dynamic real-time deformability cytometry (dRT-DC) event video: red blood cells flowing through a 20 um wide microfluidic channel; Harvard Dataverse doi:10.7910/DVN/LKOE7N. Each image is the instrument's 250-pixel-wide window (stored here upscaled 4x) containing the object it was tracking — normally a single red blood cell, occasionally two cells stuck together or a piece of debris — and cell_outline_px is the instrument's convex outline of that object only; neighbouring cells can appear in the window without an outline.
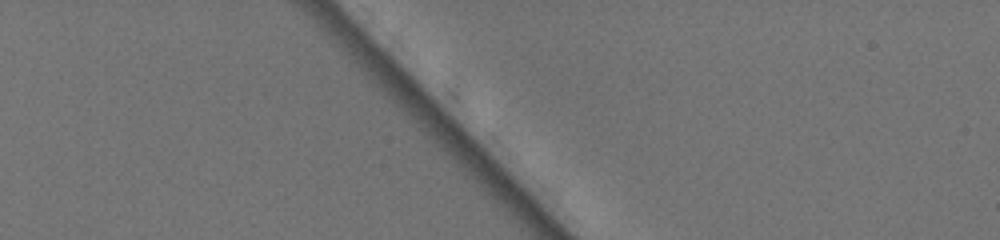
{"species": "common noctule bat (a hibernating species)", "species_latin": "Nyctalus noctula", "temperature_condition": "warm", "stored_images_in_passage": 4, "camera_frame_rate_fps": 3000, "um_per_image_px": 0.085, "animal": {"sex": "female", "body_mass_g": 19.5, "forearm_length_mm": 54.1}, "frame": {"image": 1, "passage_image": 2, "time_ms": 0.333, "image_size_px": [1000, 240], "cell_outline_px": [[596, 124], [592, 128], [568, 108], [540, 84], [528, 68], [520, 56], [520, 48], [528, 48], [576, 76], [592, 92], [596, 120]], "centroid_in_image_um": [47.75, 7.26], "position_along_channel_um": 37.3, "area_um2": 16.65}}